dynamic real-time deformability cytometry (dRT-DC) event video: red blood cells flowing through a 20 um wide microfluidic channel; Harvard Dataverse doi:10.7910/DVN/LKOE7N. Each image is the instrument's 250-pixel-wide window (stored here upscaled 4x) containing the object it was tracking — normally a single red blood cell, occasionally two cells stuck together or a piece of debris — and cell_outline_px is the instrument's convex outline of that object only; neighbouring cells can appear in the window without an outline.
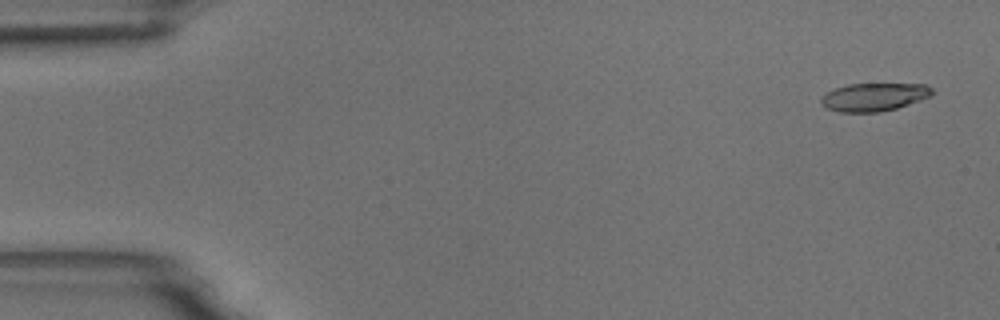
{"species": "common noctule bat (a hibernating species)", "species_latin": "Nyctalus noctula", "temperature_condition": "room temperature", "stored_images_in_passage": 5, "camera_frame_rate_fps": 3000, "um_per_image_px": 0.085, "animal": {"sex": "male", "body_mass_g": 18.8}, "frame": {"image": 1, "passage_image": 1, "time_ms": 0.0, "image_size_px": [1000, 320], "cell_outline_px": [[936, 92], [920, 100], [896, 108], [880, 112], [840, 112], [828, 108], [820, 104], [820, 100], [828, 92], [836, 88], [848, 84], [924, 84], [932, 88]], "centroid_in_image_um": [74.3, 8.24], "position_along_channel_um": 10.7, "area_um2": 17.98}}
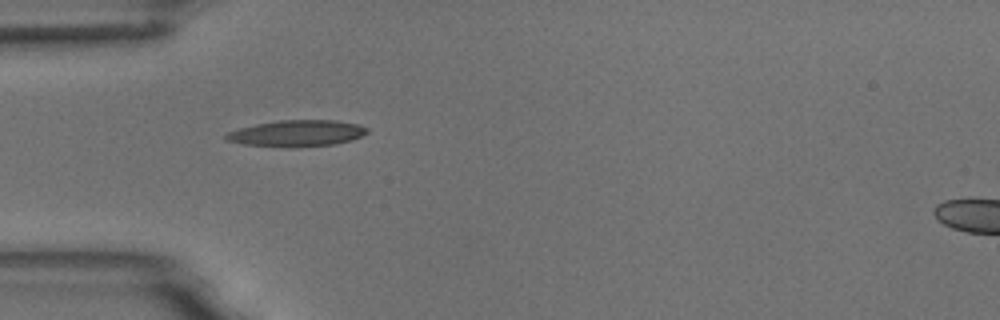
{"frame": {"image": 2, "passage_image": 5, "time_ms": 4.667, "image_size_px": [1000, 320], "cell_outline_px": [[368, 132], [352, 140], [332, 144], [292, 148], [288, 148], [244, 144], [224, 140], [224, 136], [228, 132], [240, 128], [256, 124], [280, 120], [336, 120], [356, 124], [368, 128]], "centroid_in_image_um": [25.21, 11.34], "position_along_channel_um": 59.8, "area_um2": 21.68}}